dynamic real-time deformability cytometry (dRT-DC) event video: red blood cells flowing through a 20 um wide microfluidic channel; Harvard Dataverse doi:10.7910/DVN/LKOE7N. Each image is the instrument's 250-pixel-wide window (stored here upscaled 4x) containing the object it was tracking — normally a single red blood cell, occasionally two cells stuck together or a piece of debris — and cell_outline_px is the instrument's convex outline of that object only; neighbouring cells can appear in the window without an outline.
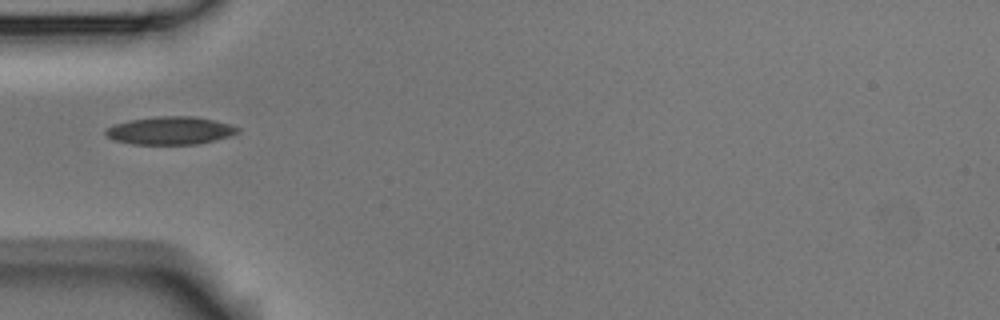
{"species": "Egyptian fruit bat (a non-hibernating species)", "species_latin": "Rousettus aegyptiacus", "temperature_condition": "room temperature", "stored_images_in_passage": 16, "camera_frame_rate_fps": 3000, "um_per_image_px": 0.085, "animal": {"sex": "male"}, "frame": {"image": 1, "passage_image": 1, "time_ms": 0.0, "image_size_px": [1000, 320], "cell_outline_px": [[240, 128], [236, 132], [228, 136], [196, 144], [132, 144], [116, 140], [104, 136], [104, 132], [108, 128], [116, 124], [128, 120], [156, 116], [196, 116], [228, 124]], "centroid_in_image_um": [14.41, 11.09], "position_along_channel_um": 70.6, "area_um2": 21.15}}
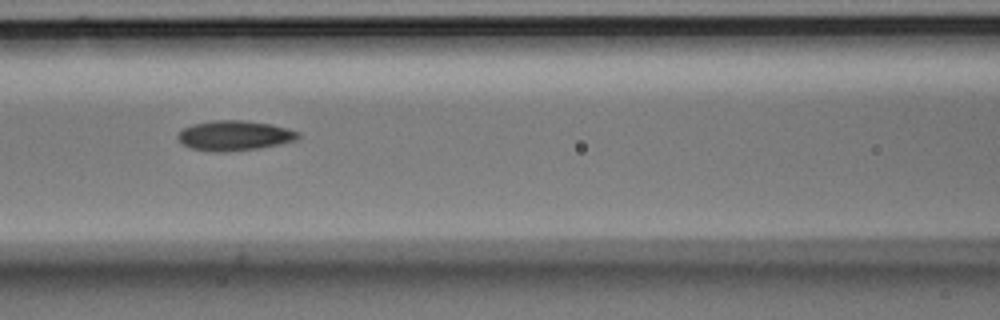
{"frame": {"image": 2, "passage_image": 7, "time_ms": 2.0, "image_size_px": [1000, 320], "cell_outline_px": [[300, 136], [296, 140], [280, 144], [260, 148], [224, 152], [212, 152], [192, 148], [184, 144], [176, 136], [184, 128], [196, 124], [216, 120], [244, 120], [272, 124], [288, 128], [300, 132]], "centroid_in_image_um": [19.99, 11.53], "position_along_channel_um": 146.6, "area_um2": 20.92}}
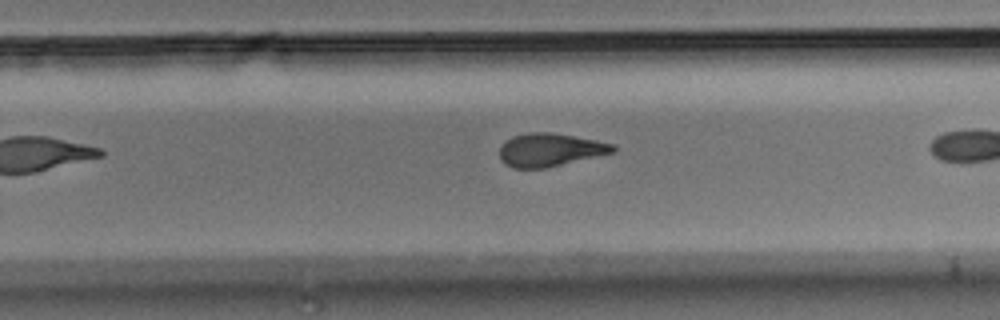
{"frame": {"image": 3, "passage_image": 15, "time_ms": 4.667, "image_size_px": [1000, 320], "cell_outline_px": [[616, 152], [548, 168], [512, 168], [504, 164], [500, 160], [500, 144], [512, 136], [528, 132], [552, 132], [596, 140], [612, 144], [616, 148]], "centroid_in_image_um": [46.73, 12.74], "position_along_channel_um": 283.1, "area_um2": 22.2}}